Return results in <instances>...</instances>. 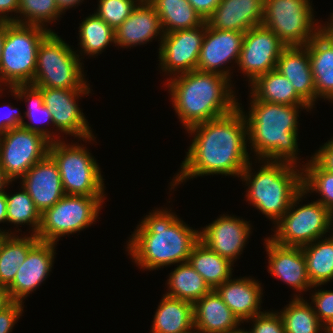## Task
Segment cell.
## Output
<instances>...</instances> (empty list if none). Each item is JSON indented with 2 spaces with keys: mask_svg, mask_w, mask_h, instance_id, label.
<instances>
[{
  "mask_svg": "<svg viewBox=\"0 0 333 333\" xmlns=\"http://www.w3.org/2000/svg\"><path fill=\"white\" fill-rule=\"evenodd\" d=\"M240 105L224 116L186 130L195 136L170 189L197 176L224 174L240 177L250 162L246 145L247 122Z\"/></svg>",
  "mask_w": 333,
  "mask_h": 333,
  "instance_id": "obj_1",
  "label": "cell"
},
{
  "mask_svg": "<svg viewBox=\"0 0 333 333\" xmlns=\"http://www.w3.org/2000/svg\"><path fill=\"white\" fill-rule=\"evenodd\" d=\"M136 228L126 251L140 268L150 271L188 262L199 242V231L165 208L150 212Z\"/></svg>",
  "mask_w": 333,
  "mask_h": 333,
  "instance_id": "obj_2",
  "label": "cell"
},
{
  "mask_svg": "<svg viewBox=\"0 0 333 333\" xmlns=\"http://www.w3.org/2000/svg\"><path fill=\"white\" fill-rule=\"evenodd\" d=\"M168 79L172 105L186 130L224 116L239 105L231 80L221 74L192 70Z\"/></svg>",
  "mask_w": 333,
  "mask_h": 333,
  "instance_id": "obj_3",
  "label": "cell"
},
{
  "mask_svg": "<svg viewBox=\"0 0 333 333\" xmlns=\"http://www.w3.org/2000/svg\"><path fill=\"white\" fill-rule=\"evenodd\" d=\"M244 114L247 136L257 159L297 164L298 109L311 110L309 105H282L255 100ZM249 116V117H248Z\"/></svg>",
  "mask_w": 333,
  "mask_h": 333,
  "instance_id": "obj_4",
  "label": "cell"
},
{
  "mask_svg": "<svg viewBox=\"0 0 333 333\" xmlns=\"http://www.w3.org/2000/svg\"><path fill=\"white\" fill-rule=\"evenodd\" d=\"M261 161L264 165L255 173L252 172L254 169L249 162L240 179L246 181L248 186L246 201L273 223H277L289 209L294 197L302 190V169L296 168L298 164L284 161Z\"/></svg>",
  "mask_w": 333,
  "mask_h": 333,
  "instance_id": "obj_5",
  "label": "cell"
},
{
  "mask_svg": "<svg viewBox=\"0 0 333 333\" xmlns=\"http://www.w3.org/2000/svg\"><path fill=\"white\" fill-rule=\"evenodd\" d=\"M50 32L51 29L40 26L6 21L0 83H5L9 88L19 84H32L38 47Z\"/></svg>",
  "mask_w": 333,
  "mask_h": 333,
  "instance_id": "obj_6",
  "label": "cell"
},
{
  "mask_svg": "<svg viewBox=\"0 0 333 333\" xmlns=\"http://www.w3.org/2000/svg\"><path fill=\"white\" fill-rule=\"evenodd\" d=\"M76 52L55 32H50L38 47L32 84L57 89H90Z\"/></svg>",
  "mask_w": 333,
  "mask_h": 333,
  "instance_id": "obj_7",
  "label": "cell"
},
{
  "mask_svg": "<svg viewBox=\"0 0 333 333\" xmlns=\"http://www.w3.org/2000/svg\"><path fill=\"white\" fill-rule=\"evenodd\" d=\"M87 150L59 140L50 142L48 155L57 164L65 194L105 197L100 167Z\"/></svg>",
  "mask_w": 333,
  "mask_h": 333,
  "instance_id": "obj_8",
  "label": "cell"
},
{
  "mask_svg": "<svg viewBox=\"0 0 333 333\" xmlns=\"http://www.w3.org/2000/svg\"><path fill=\"white\" fill-rule=\"evenodd\" d=\"M307 193L302 189L292 200L282 218L276 223L271 240L283 246L303 247L325 237L332 230L333 213L318 201L297 206ZM296 207V209H295ZM299 207V208H297ZM273 236V237H272Z\"/></svg>",
  "mask_w": 333,
  "mask_h": 333,
  "instance_id": "obj_9",
  "label": "cell"
},
{
  "mask_svg": "<svg viewBox=\"0 0 333 333\" xmlns=\"http://www.w3.org/2000/svg\"><path fill=\"white\" fill-rule=\"evenodd\" d=\"M104 197L65 194L41 214L40 241L56 243L63 235L77 233L96 222Z\"/></svg>",
  "mask_w": 333,
  "mask_h": 333,
  "instance_id": "obj_10",
  "label": "cell"
},
{
  "mask_svg": "<svg viewBox=\"0 0 333 333\" xmlns=\"http://www.w3.org/2000/svg\"><path fill=\"white\" fill-rule=\"evenodd\" d=\"M310 0H264L262 25L287 46H305L319 33L320 25ZM318 24V25H317Z\"/></svg>",
  "mask_w": 333,
  "mask_h": 333,
  "instance_id": "obj_11",
  "label": "cell"
},
{
  "mask_svg": "<svg viewBox=\"0 0 333 333\" xmlns=\"http://www.w3.org/2000/svg\"><path fill=\"white\" fill-rule=\"evenodd\" d=\"M50 141L42 134L16 127L0 135V170L6 182L22 178L49 151Z\"/></svg>",
  "mask_w": 333,
  "mask_h": 333,
  "instance_id": "obj_12",
  "label": "cell"
},
{
  "mask_svg": "<svg viewBox=\"0 0 333 333\" xmlns=\"http://www.w3.org/2000/svg\"><path fill=\"white\" fill-rule=\"evenodd\" d=\"M287 46L264 25L245 32L237 65L250 84L260 75L276 69L281 52Z\"/></svg>",
  "mask_w": 333,
  "mask_h": 333,
  "instance_id": "obj_13",
  "label": "cell"
},
{
  "mask_svg": "<svg viewBox=\"0 0 333 333\" xmlns=\"http://www.w3.org/2000/svg\"><path fill=\"white\" fill-rule=\"evenodd\" d=\"M39 88L42 90L44 105L51 112L53 126H56L59 132L82 138L83 142L95 140L92 129L76 101L79 97L88 95L90 89Z\"/></svg>",
  "mask_w": 333,
  "mask_h": 333,
  "instance_id": "obj_14",
  "label": "cell"
},
{
  "mask_svg": "<svg viewBox=\"0 0 333 333\" xmlns=\"http://www.w3.org/2000/svg\"><path fill=\"white\" fill-rule=\"evenodd\" d=\"M204 35L205 22L192 29L165 33L158 52L161 70L172 76L197 70Z\"/></svg>",
  "mask_w": 333,
  "mask_h": 333,
  "instance_id": "obj_15",
  "label": "cell"
},
{
  "mask_svg": "<svg viewBox=\"0 0 333 333\" xmlns=\"http://www.w3.org/2000/svg\"><path fill=\"white\" fill-rule=\"evenodd\" d=\"M245 33L214 29L205 21V35L202 41L197 70L218 73L231 78L230 69H221L227 63H238ZM223 65V66H222Z\"/></svg>",
  "mask_w": 333,
  "mask_h": 333,
  "instance_id": "obj_16",
  "label": "cell"
},
{
  "mask_svg": "<svg viewBox=\"0 0 333 333\" xmlns=\"http://www.w3.org/2000/svg\"><path fill=\"white\" fill-rule=\"evenodd\" d=\"M249 221L222 215L199 231V241L221 257L234 263L251 234Z\"/></svg>",
  "mask_w": 333,
  "mask_h": 333,
  "instance_id": "obj_17",
  "label": "cell"
},
{
  "mask_svg": "<svg viewBox=\"0 0 333 333\" xmlns=\"http://www.w3.org/2000/svg\"><path fill=\"white\" fill-rule=\"evenodd\" d=\"M56 243L38 241L29 251L25 261L18 267L12 284L7 288L13 301L24 303L52 271Z\"/></svg>",
  "mask_w": 333,
  "mask_h": 333,
  "instance_id": "obj_18",
  "label": "cell"
},
{
  "mask_svg": "<svg viewBox=\"0 0 333 333\" xmlns=\"http://www.w3.org/2000/svg\"><path fill=\"white\" fill-rule=\"evenodd\" d=\"M21 179V186L41 214L65 195L57 164L49 155L34 164Z\"/></svg>",
  "mask_w": 333,
  "mask_h": 333,
  "instance_id": "obj_19",
  "label": "cell"
},
{
  "mask_svg": "<svg viewBox=\"0 0 333 333\" xmlns=\"http://www.w3.org/2000/svg\"><path fill=\"white\" fill-rule=\"evenodd\" d=\"M264 241L269 260L268 273L300 293L313 287L307 274L306 260L301 247L283 246L269 237Z\"/></svg>",
  "mask_w": 333,
  "mask_h": 333,
  "instance_id": "obj_20",
  "label": "cell"
},
{
  "mask_svg": "<svg viewBox=\"0 0 333 333\" xmlns=\"http://www.w3.org/2000/svg\"><path fill=\"white\" fill-rule=\"evenodd\" d=\"M264 0H221L206 19L209 27L245 33L262 25Z\"/></svg>",
  "mask_w": 333,
  "mask_h": 333,
  "instance_id": "obj_21",
  "label": "cell"
},
{
  "mask_svg": "<svg viewBox=\"0 0 333 333\" xmlns=\"http://www.w3.org/2000/svg\"><path fill=\"white\" fill-rule=\"evenodd\" d=\"M114 33L115 44L123 48L146 44L158 34L162 40L165 34L160 17L147 0L138 2L131 15Z\"/></svg>",
  "mask_w": 333,
  "mask_h": 333,
  "instance_id": "obj_22",
  "label": "cell"
},
{
  "mask_svg": "<svg viewBox=\"0 0 333 333\" xmlns=\"http://www.w3.org/2000/svg\"><path fill=\"white\" fill-rule=\"evenodd\" d=\"M276 70L291 82L297 94L313 109L318 99L307 47H286L279 56Z\"/></svg>",
  "mask_w": 333,
  "mask_h": 333,
  "instance_id": "obj_23",
  "label": "cell"
},
{
  "mask_svg": "<svg viewBox=\"0 0 333 333\" xmlns=\"http://www.w3.org/2000/svg\"><path fill=\"white\" fill-rule=\"evenodd\" d=\"M215 290L242 323L249 322L248 319L263 313L260 311L263 290L258 280L251 277H230Z\"/></svg>",
  "mask_w": 333,
  "mask_h": 333,
  "instance_id": "obj_24",
  "label": "cell"
},
{
  "mask_svg": "<svg viewBox=\"0 0 333 333\" xmlns=\"http://www.w3.org/2000/svg\"><path fill=\"white\" fill-rule=\"evenodd\" d=\"M193 322L198 333H224L241 325L215 289L193 304Z\"/></svg>",
  "mask_w": 333,
  "mask_h": 333,
  "instance_id": "obj_25",
  "label": "cell"
},
{
  "mask_svg": "<svg viewBox=\"0 0 333 333\" xmlns=\"http://www.w3.org/2000/svg\"><path fill=\"white\" fill-rule=\"evenodd\" d=\"M315 81L316 97L333 101V47L318 33L306 45Z\"/></svg>",
  "mask_w": 333,
  "mask_h": 333,
  "instance_id": "obj_26",
  "label": "cell"
},
{
  "mask_svg": "<svg viewBox=\"0 0 333 333\" xmlns=\"http://www.w3.org/2000/svg\"><path fill=\"white\" fill-rule=\"evenodd\" d=\"M151 333H184L194 328L193 304L163 295L152 321Z\"/></svg>",
  "mask_w": 333,
  "mask_h": 333,
  "instance_id": "obj_27",
  "label": "cell"
},
{
  "mask_svg": "<svg viewBox=\"0 0 333 333\" xmlns=\"http://www.w3.org/2000/svg\"><path fill=\"white\" fill-rule=\"evenodd\" d=\"M250 85V96L255 100L282 105H308L291 82L276 69L258 76Z\"/></svg>",
  "mask_w": 333,
  "mask_h": 333,
  "instance_id": "obj_28",
  "label": "cell"
},
{
  "mask_svg": "<svg viewBox=\"0 0 333 333\" xmlns=\"http://www.w3.org/2000/svg\"><path fill=\"white\" fill-rule=\"evenodd\" d=\"M39 241L36 235L6 234L0 243V285L9 287L28 251Z\"/></svg>",
  "mask_w": 333,
  "mask_h": 333,
  "instance_id": "obj_29",
  "label": "cell"
},
{
  "mask_svg": "<svg viewBox=\"0 0 333 333\" xmlns=\"http://www.w3.org/2000/svg\"><path fill=\"white\" fill-rule=\"evenodd\" d=\"M188 262L203 277L211 289L232 277V266L228 259L210 250L201 241L192 249Z\"/></svg>",
  "mask_w": 333,
  "mask_h": 333,
  "instance_id": "obj_30",
  "label": "cell"
},
{
  "mask_svg": "<svg viewBox=\"0 0 333 333\" xmlns=\"http://www.w3.org/2000/svg\"><path fill=\"white\" fill-rule=\"evenodd\" d=\"M160 17L164 33L192 29L205 20L188 0H147Z\"/></svg>",
  "mask_w": 333,
  "mask_h": 333,
  "instance_id": "obj_31",
  "label": "cell"
},
{
  "mask_svg": "<svg viewBox=\"0 0 333 333\" xmlns=\"http://www.w3.org/2000/svg\"><path fill=\"white\" fill-rule=\"evenodd\" d=\"M11 95L14 94L16 99H23L28 102L27 111L24 112L25 117L27 116L31 123L23 122L21 127L42 134L45 138H47L50 142L59 141L61 136L56 135L53 131H48V128H42L35 123H52V116L49 109L44 105L42 90L41 88L33 85V84H19L11 87ZM48 121V122H47ZM54 133V134H53Z\"/></svg>",
  "mask_w": 333,
  "mask_h": 333,
  "instance_id": "obj_32",
  "label": "cell"
},
{
  "mask_svg": "<svg viewBox=\"0 0 333 333\" xmlns=\"http://www.w3.org/2000/svg\"><path fill=\"white\" fill-rule=\"evenodd\" d=\"M302 248L307 274L312 288L324 285L333 279V233L319 238Z\"/></svg>",
  "mask_w": 333,
  "mask_h": 333,
  "instance_id": "obj_33",
  "label": "cell"
},
{
  "mask_svg": "<svg viewBox=\"0 0 333 333\" xmlns=\"http://www.w3.org/2000/svg\"><path fill=\"white\" fill-rule=\"evenodd\" d=\"M167 279L165 295L194 304L212 289L189 262L179 263Z\"/></svg>",
  "mask_w": 333,
  "mask_h": 333,
  "instance_id": "obj_34",
  "label": "cell"
},
{
  "mask_svg": "<svg viewBox=\"0 0 333 333\" xmlns=\"http://www.w3.org/2000/svg\"><path fill=\"white\" fill-rule=\"evenodd\" d=\"M307 303L300 294L289 302L287 307L280 311L285 333H330L320 322L313 307Z\"/></svg>",
  "mask_w": 333,
  "mask_h": 333,
  "instance_id": "obj_35",
  "label": "cell"
},
{
  "mask_svg": "<svg viewBox=\"0 0 333 333\" xmlns=\"http://www.w3.org/2000/svg\"><path fill=\"white\" fill-rule=\"evenodd\" d=\"M79 25V44L82 53L93 57L101 54L109 43H115V30L95 13L86 17Z\"/></svg>",
  "mask_w": 333,
  "mask_h": 333,
  "instance_id": "obj_36",
  "label": "cell"
},
{
  "mask_svg": "<svg viewBox=\"0 0 333 333\" xmlns=\"http://www.w3.org/2000/svg\"><path fill=\"white\" fill-rule=\"evenodd\" d=\"M22 191L15 194L6 193L7 222L14 225H30L32 235L37 236L41 224V213L36 209L28 192L21 186Z\"/></svg>",
  "mask_w": 333,
  "mask_h": 333,
  "instance_id": "obj_37",
  "label": "cell"
},
{
  "mask_svg": "<svg viewBox=\"0 0 333 333\" xmlns=\"http://www.w3.org/2000/svg\"><path fill=\"white\" fill-rule=\"evenodd\" d=\"M309 161L302 165V189L307 194L319 193L322 197L316 201L333 213V172L321 169L312 159Z\"/></svg>",
  "mask_w": 333,
  "mask_h": 333,
  "instance_id": "obj_38",
  "label": "cell"
},
{
  "mask_svg": "<svg viewBox=\"0 0 333 333\" xmlns=\"http://www.w3.org/2000/svg\"><path fill=\"white\" fill-rule=\"evenodd\" d=\"M18 13L22 18L18 15L14 16L13 22L47 28L45 24L59 19L63 12L59 9L56 0H19Z\"/></svg>",
  "mask_w": 333,
  "mask_h": 333,
  "instance_id": "obj_39",
  "label": "cell"
},
{
  "mask_svg": "<svg viewBox=\"0 0 333 333\" xmlns=\"http://www.w3.org/2000/svg\"><path fill=\"white\" fill-rule=\"evenodd\" d=\"M141 0H99L95 14L114 30L119 27Z\"/></svg>",
  "mask_w": 333,
  "mask_h": 333,
  "instance_id": "obj_40",
  "label": "cell"
},
{
  "mask_svg": "<svg viewBox=\"0 0 333 333\" xmlns=\"http://www.w3.org/2000/svg\"><path fill=\"white\" fill-rule=\"evenodd\" d=\"M318 289L311 294V303L316 316L320 322L333 333V291Z\"/></svg>",
  "mask_w": 333,
  "mask_h": 333,
  "instance_id": "obj_41",
  "label": "cell"
},
{
  "mask_svg": "<svg viewBox=\"0 0 333 333\" xmlns=\"http://www.w3.org/2000/svg\"><path fill=\"white\" fill-rule=\"evenodd\" d=\"M253 325L250 333H285L283 320L279 312H263L250 318Z\"/></svg>",
  "mask_w": 333,
  "mask_h": 333,
  "instance_id": "obj_42",
  "label": "cell"
},
{
  "mask_svg": "<svg viewBox=\"0 0 333 333\" xmlns=\"http://www.w3.org/2000/svg\"><path fill=\"white\" fill-rule=\"evenodd\" d=\"M24 303L13 301L7 308L0 311V333L12 332L13 326L22 315Z\"/></svg>",
  "mask_w": 333,
  "mask_h": 333,
  "instance_id": "obj_43",
  "label": "cell"
},
{
  "mask_svg": "<svg viewBox=\"0 0 333 333\" xmlns=\"http://www.w3.org/2000/svg\"><path fill=\"white\" fill-rule=\"evenodd\" d=\"M333 138V137H332ZM321 169L333 172V139L326 142L310 157Z\"/></svg>",
  "mask_w": 333,
  "mask_h": 333,
  "instance_id": "obj_44",
  "label": "cell"
},
{
  "mask_svg": "<svg viewBox=\"0 0 333 333\" xmlns=\"http://www.w3.org/2000/svg\"><path fill=\"white\" fill-rule=\"evenodd\" d=\"M9 108L5 111V114H0V135L6 133L8 130L16 127H20L21 124L24 122L23 116H21L20 110L17 108H13L11 106H5ZM5 109V108H2ZM1 111V110H0Z\"/></svg>",
  "mask_w": 333,
  "mask_h": 333,
  "instance_id": "obj_45",
  "label": "cell"
},
{
  "mask_svg": "<svg viewBox=\"0 0 333 333\" xmlns=\"http://www.w3.org/2000/svg\"><path fill=\"white\" fill-rule=\"evenodd\" d=\"M220 1L221 0H188L191 6L201 15L205 21L217 8Z\"/></svg>",
  "mask_w": 333,
  "mask_h": 333,
  "instance_id": "obj_46",
  "label": "cell"
},
{
  "mask_svg": "<svg viewBox=\"0 0 333 333\" xmlns=\"http://www.w3.org/2000/svg\"><path fill=\"white\" fill-rule=\"evenodd\" d=\"M18 8L19 0H0V21L13 22L12 14L9 17V12H15L17 14Z\"/></svg>",
  "mask_w": 333,
  "mask_h": 333,
  "instance_id": "obj_47",
  "label": "cell"
},
{
  "mask_svg": "<svg viewBox=\"0 0 333 333\" xmlns=\"http://www.w3.org/2000/svg\"><path fill=\"white\" fill-rule=\"evenodd\" d=\"M11 182H6L3 187L0 188V223L7 221V201H6V192L5 187Z\"/></svg>",
  "mask_w": 333,
  "mask_h": 333,
  "instance_id": "obj_48",
  "label": "cell"
},
{
  "mask_svg": "<svg viewBox=\"0 0 333 333\" xmlns=\"http://www.w3.org/2000/svg\"><path fill=\"white\" fill-rule=\"evenodd\" d=\"M12 302L13 300L10 297L7 287L0 285V311L7 308Z\"/></svg>",
  "mask_w": 333,
  "mask_h": 333,
  "instance_id": "obj_49",
  "label": "cell"
},
{
  "mask_svg": "<svg viewBox=\"0 0 333 333\" xmlns=\"http://www.w3.org/2000/svg\"><path fill=\"white\" fill-rule=\"evenodd\" d=\"M319 33L331 44L333 47V26L327 24H320Z\"/></svg>",
  "mask_w": 333,
  "mask_h": 333,
  "instance_id": "obj_50",
  "label": "cell"
},
{
  "mask_svg": "<svg viewBox=\"0 0 333 333\" xmlns=\"http://www.w3.org/2000/svg\"><path fill=\"white\" fill-rule=\"evenodd\" d=\"M83 0H56V3L59 7V9L64 13L66 12L65 10L68 8H72L73 6L75 7L76 5L78 6L79 3H81Z\"/></svg>",
  "mask_w": 333,
  "mask_h": 333,
  "instance_id": "obj_51",
  "label": "cell"
},
{
  "mask_svg": "<svg viewBox=\"0 0 333 333\" xmlns=\"http://www.w3.org/2000/svg\"><path fill=\"white\" fill-rule=\"evenodd\" d=\"M5 36H6V21H0V62L2 59V51H3Z\"/></svg>",
  "mask_w": 333,
  "mask_h": 333,
  "instance_id": "obj_52",
  "label": "cell"
},
{
  "mask_svg": "<svg viewBox=\"0 0 333 333\" xmlns=\"http://www.w3.org/2000/svg\"><path fill=\"white\" fill-rule=\"evenodd\" d=\"M224 333H250V332L247 331V329H246V331H245V330H243V329H241V328H236V329H234V330H232V331H226V332H224Z\"/></svg>",
  "mask_w": 333,
  "mask_h": 333,
  "instance_id": "obj_53",
  "label": "cell"
},
{
  "mask_svg": "<svg viewBox=\"0 0 333 333\" xmlns=\"http://www.w3.org/2000/svg\"><path fill=\"white\" fill-rule=\"evenodd\" d=\"M6 234H13L12 232H5L0 229V243Z\"/></svg>",
  "mask_w": 333,
  "mask_h": 333,
  "instance_id": "obj_54",
  "label": "cell"
},
{
  "mask_svg": "<svg viewBox=\"0 0 333 333\" xmlns=\"http://www.w3.org/2000/svg\"><path fill=\"white\" fill-rule=\"evenodd\" d=\"M6 181L4 180L2 174H1V170H0V188L3 187L5 185Z\"/></svg>",
  "mask_w": 333,
  "mask_h": 333,
  "instance_id": "obj_55",
  "label": "cell"
},
{
  "mask_svg": "<svg viewBox=\"0 0 333 333\" xmlns=\"http://www.w3.org/2000/svg\"><path fill=\"white\" fill-rule=\"evenodd\" d=\"M332 15H331V17H330V23L328 22V24L330 25V26H333V13H331Z\"/></svg>",
  "mask_w": 333,
  "mask_h": 333,
  "instance_id": "obj_56",
  "label": "cell"
},
{
  "mask_svg": "<svg viewBox=\"0 0 333 333\" xmlns=\"http://www.w3.org/2000/svg\"><path fill=\"white\" fill-rule=\"evenodd\" d=\"M184 333H198V332L195 330V328H193L191 331H186Z\"/></svg>",
  "mask_w": 333,
  "mask_h": 333,
  "instance_id": "obj_57",
  "label": "cell"
}]
</instances>
